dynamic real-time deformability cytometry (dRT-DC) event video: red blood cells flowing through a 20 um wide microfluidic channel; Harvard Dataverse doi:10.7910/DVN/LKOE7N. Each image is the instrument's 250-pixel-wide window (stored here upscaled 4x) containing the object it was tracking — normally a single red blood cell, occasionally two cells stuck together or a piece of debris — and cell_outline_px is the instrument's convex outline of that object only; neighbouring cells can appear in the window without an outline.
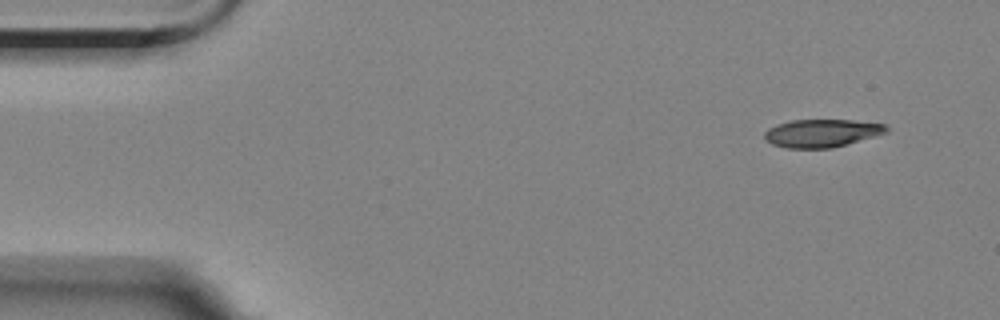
{"species": "Egyptian fruit bat (a non-hibernating species)", "species_latin": "Rousettus aegyptiacus", "temperature_condition": "room temperature", "stored_images_in_passage": 2, "segment_of_instrument_passage": [2, 2], "camera_frame_rate_fps": 3000, "um_per_image_px": 0.085, "animal": {"sex": "female"}, "frame": {"image": 1, "passage_image": 2, "time_ms": 2.333, "image_size_px": [1000, 320], "cell_outline_px": [[888, 132], [832, 148], [788, 148], [772, 144], [764, 140], [764, 132], [768, 128], [776, 124], [792, 120], [852, 120], [884, 124], [888, 128]], "centroid_in_image_um": [69.8, 11.31], "position_along_channel_um": 15.2, "area_um2": 19.77}}